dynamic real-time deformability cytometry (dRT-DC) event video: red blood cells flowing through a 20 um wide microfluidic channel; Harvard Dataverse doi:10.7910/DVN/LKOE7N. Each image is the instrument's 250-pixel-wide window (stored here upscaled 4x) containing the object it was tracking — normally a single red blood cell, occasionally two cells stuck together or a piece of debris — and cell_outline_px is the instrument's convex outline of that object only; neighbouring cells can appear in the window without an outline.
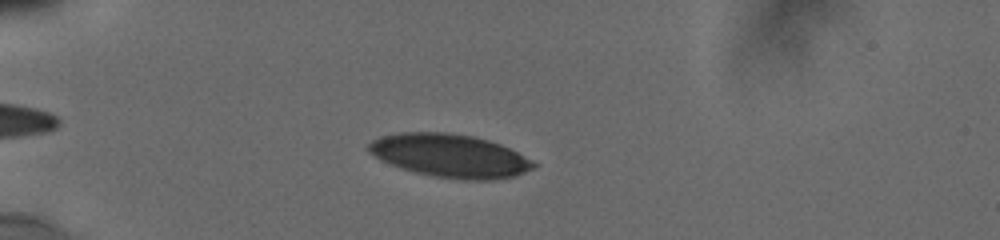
{"species": "human", "species_latin": "Homo sapiens", "temperature_condition": "cold", "stored_images_in_passage": 52, "camera_frame_rate_fps": 3000, "um_per_image_px": 0.085, "donor": {"sex": "male"}, "frame": {"image": 1, "passage_image": 10, "time_ms": 3.0, "image_size_px": [1000, 240], "cell_outline_px": [[536, 164], [532, 168], [516, 176], [492, 180], [460, 180], [432, 176], [400, 168], [380, 160], [368, 152], [368, 144], [372, 140], [380, 136], [400, 132], [444, 132], [472, 136], [488, 140], [500, 144], [532, 160]], "centroid_in_image_um": [38.2, 13.24], "position_along_channel_um": 46.8, "area_um2": 41.56}}
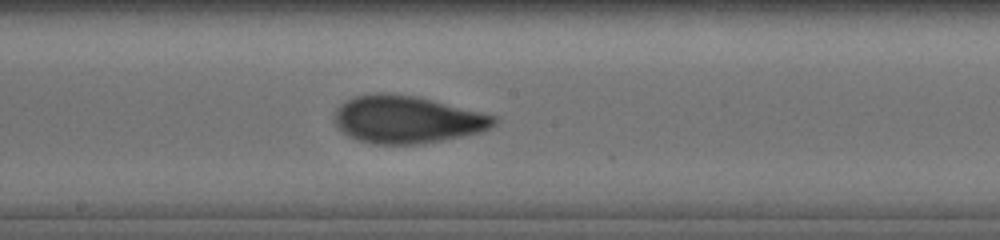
{"frame": {"image": 2, "passage_image": 28, "time_ms": 8.333, "image_size_px": [1000, 240], "cell_outline_px": [[500, 116], [496, 124], [492, 128], [480, 132], [424, 144], [372, 144], [356, 140], [348, 136], [336, 124], [336, 108], [340, 104], [356, 96], [376, 92], [380, 92], [416, 96]], "centroid_in_image_um": [34.65, 10.16], "position_along_channel_um": 213.5, "area_um2": 44.33}}
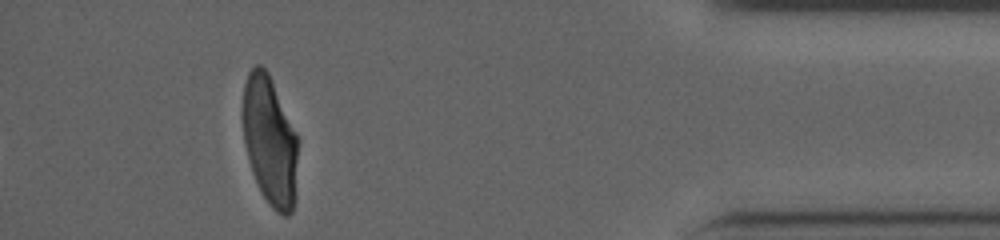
{"frame": {"image": 3, "passage_image": 48, "time_ms": 14.667, "image_size_px": [1000, 240], "cell_outline_px": [[296, 160], [292, 212], [288, 216], [284, 216], [276, 212], [272, 208], [264, 196], [252, 172], [248, 160], [244, 144], [244, 84], [248, 72], [256, 64], [260, 64], [268, 72], [296, 136]], "centroid_in_image_um": [22.9, 11.96], "position_along_channel_um": 412.3, "area_um2": 40.06}, "authors_computed_cell_mechanics": {"area_um2": 42.5408, "velocity_mm_per_s": 3.824, "shape_relaxation_time_tau1_ms": 6.0185, "shape_relaxation_time_tau2_ms": 0.9621, "deformation_change_tau1": 0.2047, "deformation_change_tau2": 0.068}}